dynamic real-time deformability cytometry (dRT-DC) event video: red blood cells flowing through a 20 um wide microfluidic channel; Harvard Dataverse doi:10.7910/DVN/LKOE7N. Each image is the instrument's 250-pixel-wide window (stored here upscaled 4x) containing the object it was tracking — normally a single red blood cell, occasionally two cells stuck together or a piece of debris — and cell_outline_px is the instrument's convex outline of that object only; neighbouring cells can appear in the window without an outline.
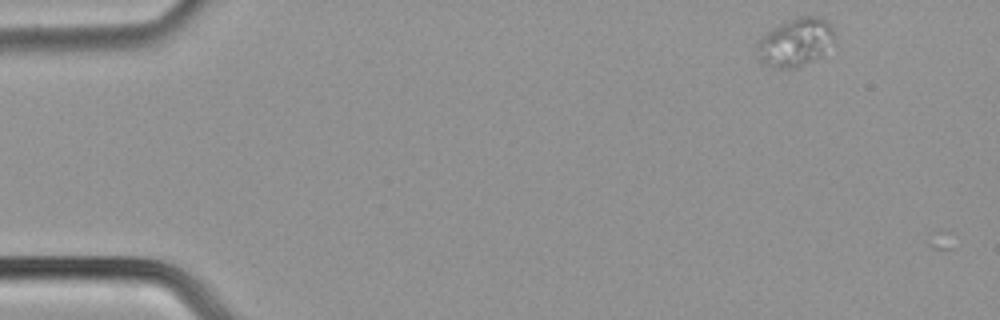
{"species": "common noctule bat (a hibernating species)", "species_latin": "Nyctalus noctula", "temperature_condition": "cold", "stored_images_in_passage": 8, "camera_frame_rate_fps": 3000, "um_per_image_px": 0.085, "animal": {"sex": "male", "body_mass_g": 21.5, "forearm_length_mm": 52.0}, "frame": {"image": 1, "passage_image": 1, "time_ms": 0.0, "image_size_px": [1000, 320], "cell_outline_px": [[836, 36], [812, 60], [796, 68], [768, 68], [760, 60], [756, 48], [756, 40], [760, 36], [772, 28], [788, 20], [800, 16], [820, 16], [836, 32]], "centroid_in_image_um": [67.52, 3.58], "position_along_channel_um": 17.5, "area_um2": 21.44}}